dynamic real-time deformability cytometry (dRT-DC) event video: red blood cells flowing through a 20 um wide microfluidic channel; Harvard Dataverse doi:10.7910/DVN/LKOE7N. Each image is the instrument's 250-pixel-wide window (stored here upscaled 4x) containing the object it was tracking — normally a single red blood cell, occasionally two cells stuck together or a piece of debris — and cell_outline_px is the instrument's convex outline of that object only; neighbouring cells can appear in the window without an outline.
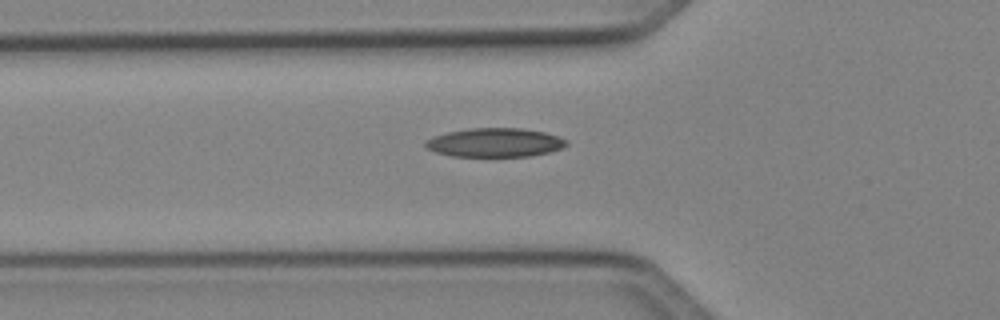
{"species": "Egyptian fruit bat (a non-hibernating species)", "species_latin": "Rousettus aegyptiacus", "temperature_condition": "cold", "stored_images_in_passage": 35, "camera_frame_rate_fps": 3000, "um_per_image_px": 0.085, "animal": {"sex": "female"}, "frame": {"image": 1, "passage_image": 3, "time_ms": 0.667, "image_size_px": [1000, 320], "cell_outline_px": [[568, 144], [560, 148], [548, 152], [528, 156], [452, 156], [436, 152], [428, 148], [424, 144], [424, 140], [448, 132], [468, 128], [520, 128], [544, 132], [568, 140]], "centroid_in_image_um": [42.05, 12.11], "position_along_channel_um": 83.7, "area_um2": 23.47}}
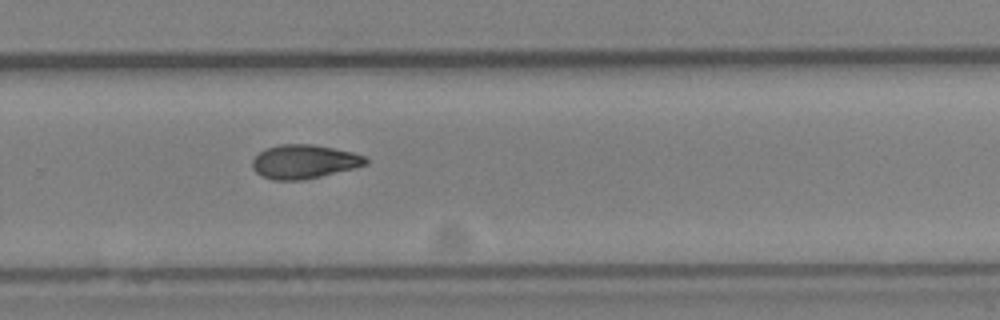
{"frame": {"image": 2, "passage_image": 19, "time_ms": 6.0, "image_size_px": [1000, 320], "cell_outline_px": [[368, 164], [356, 168], [320, 176], [300, 180], [276, 180], [260, 176], [252, 168], [252, 160], [264, 148], [280, 144], [312, 144], [352, 152], [364, 156], [368, 160]], "centroid_in_image_um": [25.83, 13.74], "position_along_channel_um": 304.0, "area_um2": 22.37}}
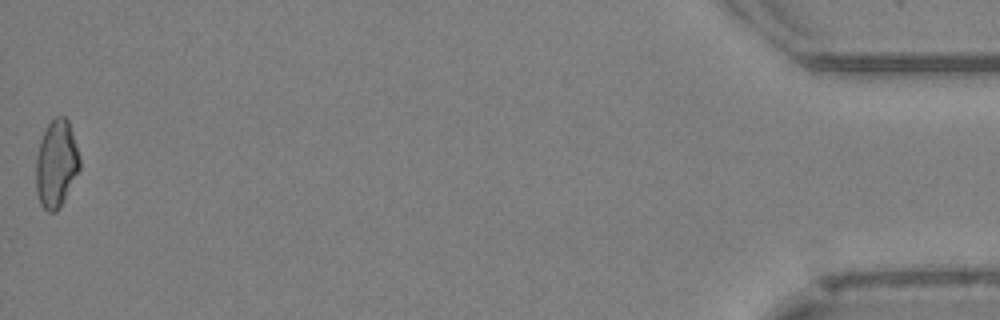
{"frame": {"image": 3, "passage_image": 35, "time_ms": 11.333, "image_size_px": [1000, 320], "cell_outline_px": [[80, 168], [60, 208], [56, 212], [48, 212], [40, 204], [36, 192], [36, 156], [40, 140], [48, 124], [56, 116], [64, 116], [68, 120], [80, 156]], "centroid_in_image_um": [4.78, 13.94], "position_along_channel_um": 430.4, "area_um2": 22.31}, "authors_computed_cell_mechanics": {"area_um2": 22.253, "velocity_mm_per_s": 4.1425, "shape_relaxation_time_tau1_ms": 10.5901, "shape_relaxation_time_tau2_ms": 5.052, "deformation_change_tau1": 0.2243, "deformation_change_tau2": 0.112}}